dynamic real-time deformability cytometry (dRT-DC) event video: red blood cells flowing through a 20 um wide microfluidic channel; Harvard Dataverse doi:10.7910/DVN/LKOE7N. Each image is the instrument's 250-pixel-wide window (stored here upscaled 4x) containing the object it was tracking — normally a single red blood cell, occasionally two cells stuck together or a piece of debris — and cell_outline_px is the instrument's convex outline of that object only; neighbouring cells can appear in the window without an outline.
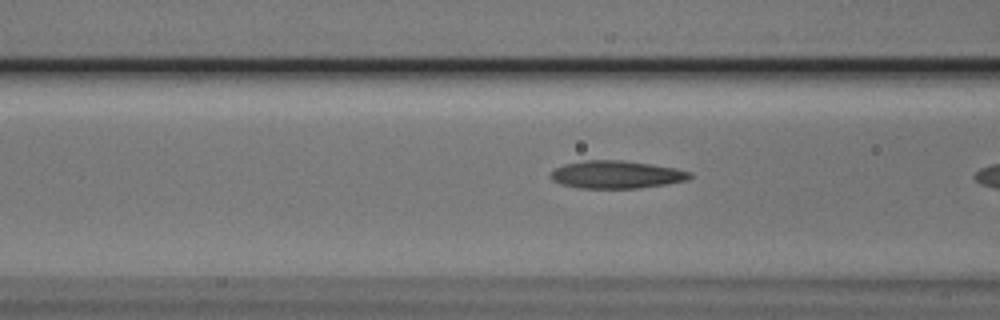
{"species": "Egyptian fruit bat (a non-hibernating species)", "species_latin": "Rousettus aegyptiacus", "temperature_condition": "cold", "stored_images_in_passage": 7, "camera_frame_rate_fps": 3000, "um_per_image_px": 0.085, "animal": {"sex": "male"}, "frame": {"image": 1, "passage_image": 6, "time_ms": 1.667, "image_size_px": [1000, 320], "cell_outline_px": [[692, 176], [688, 180], [668, 184], [640, 188], [580, 188], [560, 184], [552, 180], [548, 176], [556, 168], [564, 164], [584, 160], [624, 160], [652, 164], [676, 168], [692, 172]], "centroid_in_image_um": [52.41, 14.84], "position_along_channel_um": 114.2, "area_um2": 22.72}}